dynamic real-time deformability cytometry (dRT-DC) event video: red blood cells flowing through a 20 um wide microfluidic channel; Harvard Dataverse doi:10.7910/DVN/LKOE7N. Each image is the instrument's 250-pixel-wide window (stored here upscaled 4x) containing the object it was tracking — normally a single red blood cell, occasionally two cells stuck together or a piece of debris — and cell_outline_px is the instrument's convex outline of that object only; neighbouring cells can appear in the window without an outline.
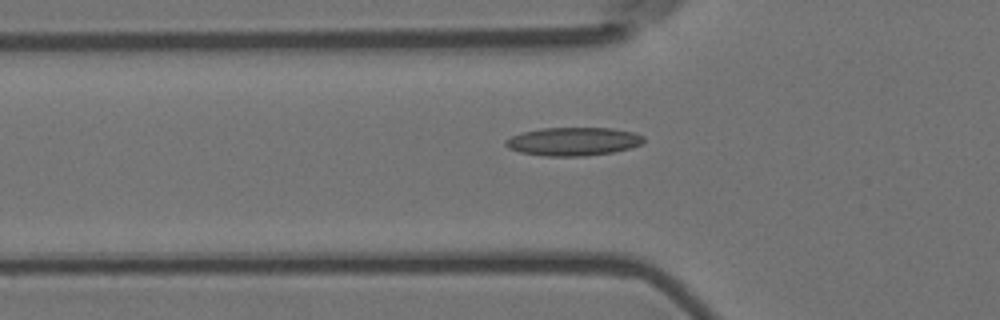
{"species": "Egyptian fruit bat (a non-hibernating species)", "species_latin": "Rousettus aegyptiacus", "temperature_condition": "room temperature", "stored_images_in_passage": 10, "camera_frame_rate_fps": 3000, "um_per_image_px": 0.085, "animal": {"sex": "female"}, "frame": {"image": 1, "passage_image": 5, "time_ms": 1.333, "image_size_px": [1000, 320], "cell_outline_px": [[644, 140], [640, 144], [632, 148], [612, 152], [584, 156], [544, 156], [520, 152], [508, 148], [504, 144], [504, 140], [512, 136], [524, 132], [540, 128], [612, 128], [636, 132], [644, 136]], "centroid_in_image_um": [48.74, 12.02], "position_along_channel_um": 77.1, "area_um2": 22.89}}
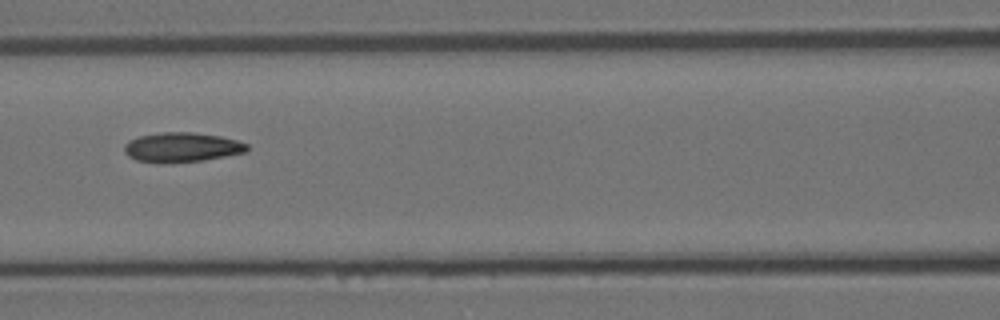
{"frame": {"image": 2, "passage_image": 7, "time_ms": 2.0, "image_size_px": [1000, 320], "cell_outline_px": [[248, 152], [204, 160], [164, 164], [156, 164], [136, 160], [128, 156], [124, 152], [124, 144], [128, 140], [140, 136], [164, 132], [192, 132], [220, 136], [236, 140], [248, 144]], "centroid_in_image_um": [15.43, 12.54], "position_along_channel_um": 151.2, "area_um2": 21.5}}
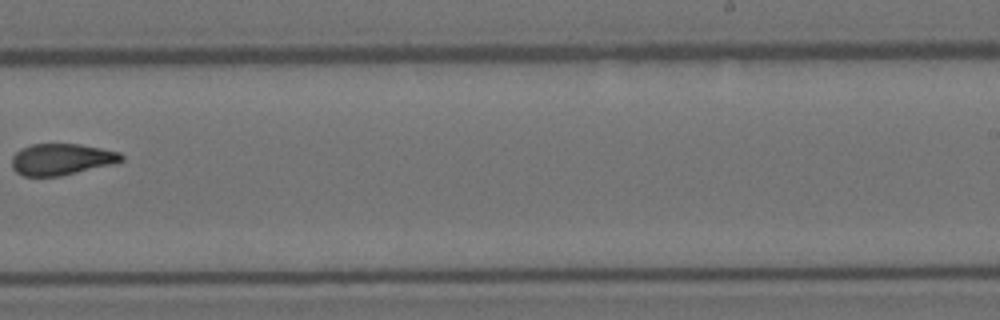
{"frame": {"image": 3, "passage_image": 10, "time_ms": 3.0, "image_size_px": [1000, 320], "cell_outline_px": [[124, 160], [112, 164], [60, 176], [24, 176], [16, 172], [12, 168], [12, 156], [20, 148], [32, 144], [80, 144], [120, 152], [124, 156]], "centroid_in_image_um": [5.21, 13.54], "position_along_channel_um": 283.8, "area_um2": 20.06}}